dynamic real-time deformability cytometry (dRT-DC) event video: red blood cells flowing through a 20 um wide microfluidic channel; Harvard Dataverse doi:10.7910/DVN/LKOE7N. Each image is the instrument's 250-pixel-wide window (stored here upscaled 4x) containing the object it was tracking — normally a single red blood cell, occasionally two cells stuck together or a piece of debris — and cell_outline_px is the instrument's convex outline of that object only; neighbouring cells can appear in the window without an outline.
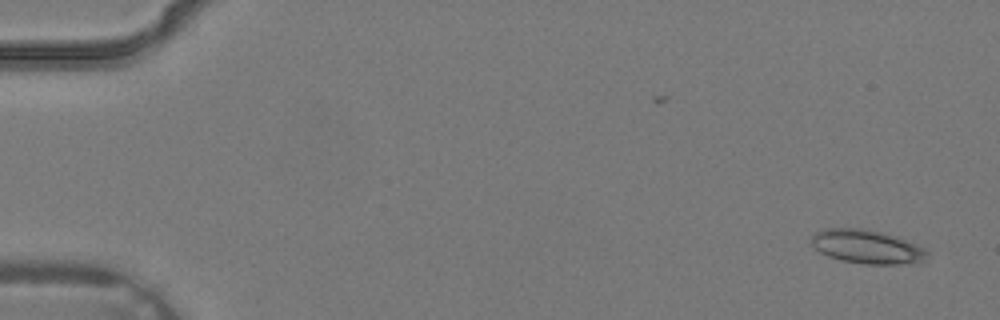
{"species": "common noctule bat (a hibernating species)", "species_latin": "Nyctalus noctula", "temperature_condition": "warm", "stored_images_in_passage": 4, "camera_frame_rate_fps": 3000, "um_per_image_px": 0.085, "animal": {"sex": "male", "body_mass_g": 19.2, "forearm_length_mm": 51.8}, "frame": {"image": 1, "passage_image": 1, "time_ms": 0.0, "image_size_px": [1000, 320], "cell_outline_px": [[928, 252], [920, 264], [864, 264], [840, 260], [828, 256], [820, 252], [812, 244], [812, 236], [816, 232], [824, 228], [860, 228], [880, 232], [896, 236], [924, 248]], "centroid_in_image_um": [73.69, 20.98], "position_along_channel_um": 11.3, "area_um2": 22.72}}